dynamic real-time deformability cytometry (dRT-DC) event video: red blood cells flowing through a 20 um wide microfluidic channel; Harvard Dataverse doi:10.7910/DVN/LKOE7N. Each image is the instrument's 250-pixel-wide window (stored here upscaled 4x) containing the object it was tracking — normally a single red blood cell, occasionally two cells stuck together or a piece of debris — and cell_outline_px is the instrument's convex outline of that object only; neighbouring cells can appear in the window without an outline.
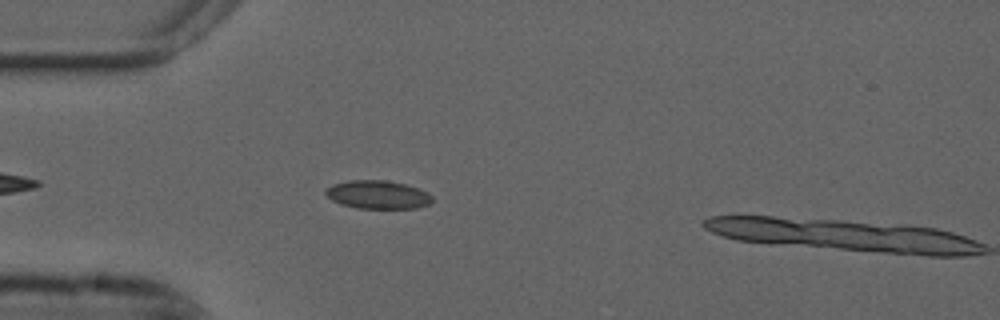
{"species": "common noctule bat (a hibernating species)", "species_latin": "Nyctalus noctula", "temperature_condition": "cold", "stored_images_in_passage": 8, "camera_frame_rate_fps": 3000, "um_per_image_px": 0.085, "animal": {"sex": "male", "forearm_length_mm": 52.5}, "frame": {"image": 1, "passage_image": 7, "time_ms": 2.0, "image_size_px": [1000, 320], "cell_outline_px": [[432, 200], [428, 204], [416, 208], [356, 208], [340, 204], [332, 200], [324, 192], [324, 188], [332, 184], [352, 180], [384, 180], [404, 184], [428, 192], [432, 196]], "centroid_in_image_um": [32.07, 16.54], "position_along_channel_um": 52.9, "area_um2": 17.51}}